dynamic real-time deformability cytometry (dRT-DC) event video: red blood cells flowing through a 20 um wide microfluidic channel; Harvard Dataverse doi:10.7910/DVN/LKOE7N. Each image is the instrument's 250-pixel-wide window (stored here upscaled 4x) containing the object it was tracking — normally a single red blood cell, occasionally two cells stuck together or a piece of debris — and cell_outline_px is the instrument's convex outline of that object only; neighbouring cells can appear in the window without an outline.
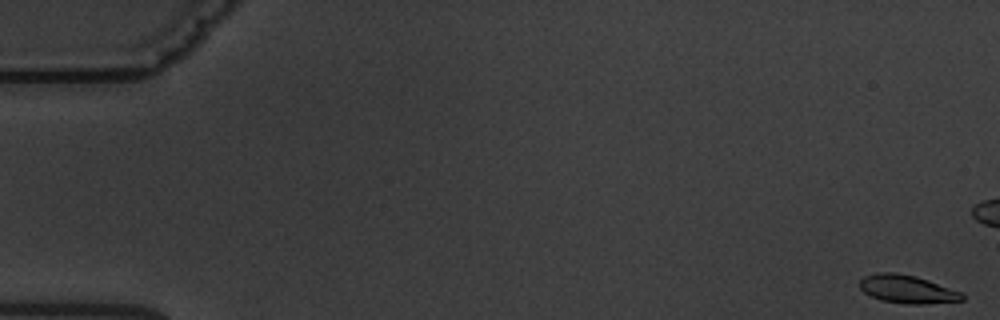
{"species": "common noctule bat (a hibernating species)", "species_latin": "Nyctalus noctula", "temperature_condition": "warm", "stored_images_in_passage": 5, "camera_frame_rate_fps": 3000, "um_per_image_px": 0.085, "animal": {"sex": "male", "body_mass_g": 19.5, "forearm_length_mm": 54.6}, "frame": {"image": 1, "passage_image": 1, "time_ms": 0.0, "image_size_px": [1000, 320], "cell_outline_px": [[964, 300], [924, 304], [904, 304], [880, 300], [864, 292], [860, 288], [860, 280], [864, 276], [876, 272], [896, 272], [916, 276], [964, 292]], "centroid_in_image_um": [77.13, 24.57], "position_along_channel_um": 7.9, "area_um2": 16.99}}